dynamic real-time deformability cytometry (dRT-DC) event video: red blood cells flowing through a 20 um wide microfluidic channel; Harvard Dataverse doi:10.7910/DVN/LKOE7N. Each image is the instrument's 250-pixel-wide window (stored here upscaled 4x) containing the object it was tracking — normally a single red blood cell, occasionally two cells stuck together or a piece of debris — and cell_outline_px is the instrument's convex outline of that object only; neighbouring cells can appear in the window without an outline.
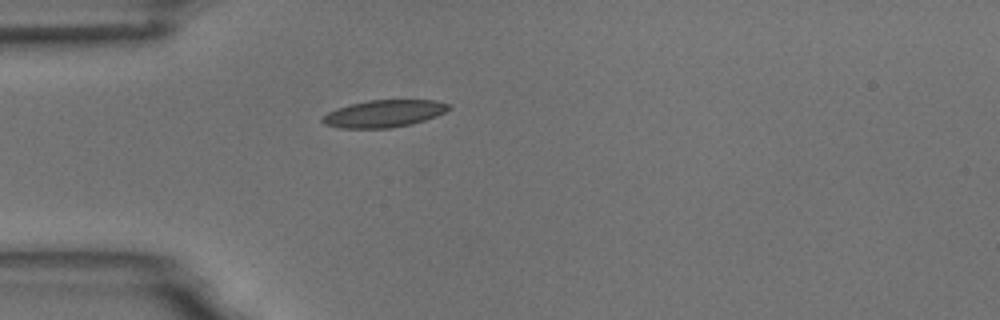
{"species": "common noctule bat (a hibernating species)", "species_latin": "Nyctalus noctula", "temperature_condition": "room temperature", "stored_images_in_passage": 1, "camera_frame_rate_fps": 3000, "um_per_image_px": 0.085, "animal": {"sex": "male", "body_mass_g": 18.8}, "frame": {"image": 1, "passage_image": 1, "time_ms": 0.0, "image_size_px": [1000, 320], "cell_outline_px": [[452, 108], [436, 116], [412, 124], [392, 128], [340, 128], [324, 124], [320, 120], [328, 112], [336, 108], [368, 100], [432, 100], [452, 104]], "centroid_in_image_um": [32.65, 9.66], "position_along_channel_um": 52.3, "area_um2": 20.06}}